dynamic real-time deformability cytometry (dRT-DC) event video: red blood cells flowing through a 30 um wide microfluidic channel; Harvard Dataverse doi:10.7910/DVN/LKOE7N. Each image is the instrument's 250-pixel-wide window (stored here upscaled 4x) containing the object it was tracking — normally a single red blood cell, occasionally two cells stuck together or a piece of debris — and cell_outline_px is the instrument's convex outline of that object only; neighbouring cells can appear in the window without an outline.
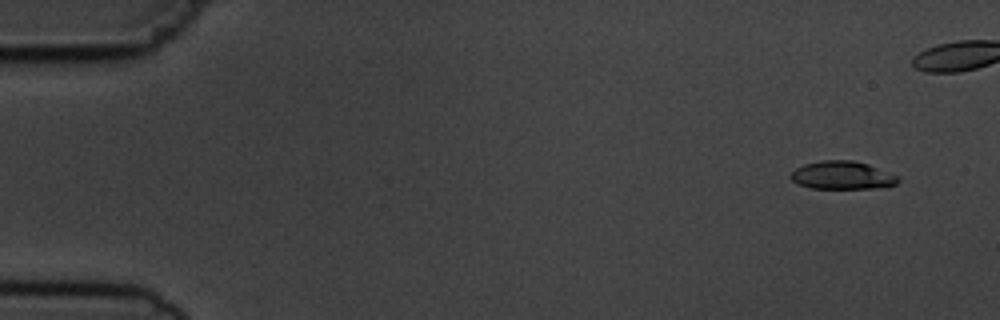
{"species": "common noctule bat (a hibernating species)", "species_latin": "Nyctalus noctula", "temperature_condition": "cold", "stored_images_in_passage": 6, "camera_frame_rate_fps": 3000, "um_per_image_px": 0.085, "animal": {"sex": "male", "body_mass_g": 19.5, "forearm_length_mm": 54.6}, "frame": {"image": 1, "passage_image": 2, "time_ms": 1.0, "image_size_px": [1000, 320], "cell_outline_px": [[900, 180], [896, 184], [876, 188], [812, 188], [800, 184], [792, 180], [788, 176], [796, 168], [804, 164], [820, 160], [852, 160], [868, 164], [900, 176]], "centroid_in_image_um": [71.61, 14.89], "position_along_channel_um": 13.4, "area_um2": 17.57}}
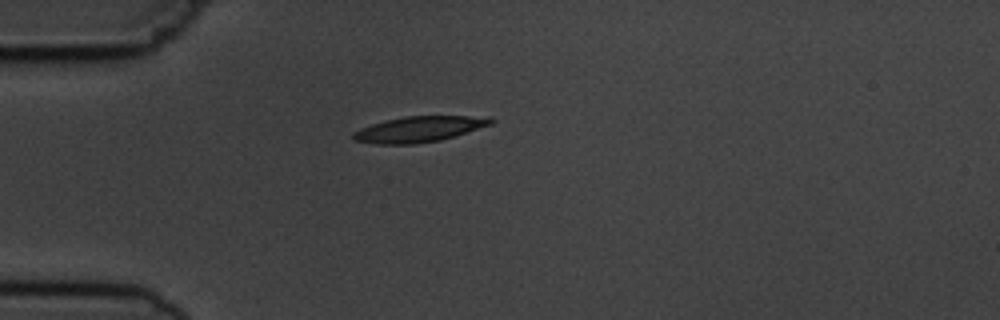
{"frame": {"image": 2, "passage_image": 6, "time_ms": 6.667, "image_size_px": [1000, 320], "cell_outline_px": [[496, 120], [492, 124], [440, 140], [412, 144], [376, 144], [352, 140], [352, 132], [360, 128], [384, 120], [404, 116], [492, 116]], "centroid_in_image_um": [35.61, 10.97], "position_along_channel_um": 49.4, "area_um2": 20.69}}